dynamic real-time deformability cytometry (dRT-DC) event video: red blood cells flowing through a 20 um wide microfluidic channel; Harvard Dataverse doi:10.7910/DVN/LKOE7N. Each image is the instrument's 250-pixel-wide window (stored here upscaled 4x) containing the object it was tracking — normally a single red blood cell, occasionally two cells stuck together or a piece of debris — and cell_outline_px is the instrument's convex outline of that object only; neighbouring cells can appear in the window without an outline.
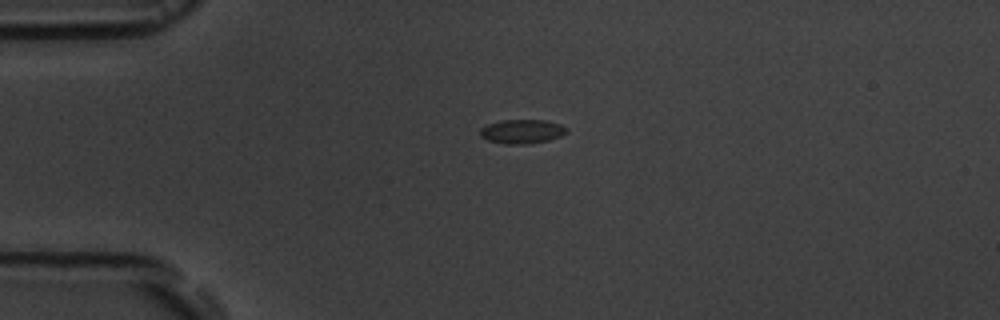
{"species": "common noctule bat (a hibernating species)", "species_latin": "Nyctalus noctula", "temperature_condition": "room temperature", "stored_images_in_passage": 2, "camera_frame_rate_fps": 3000, "um_per_image_px": 0.085, "animal": {"sex": "male", "body_mass_g": 19.5, "forearm_length_mm": 54.6}, "frame": {"image": 1, "passage_image": 1, "time_ms": 0.0, "image_size_px": [1000, 320], "cell_outline_px": [[568, 132], [560, 136], [548, 140], [528, 144], [504, 144], [488, 140], [480, 136], [480, 128], [488, 124], [500, 120], [544, 120], [560, 124], [568, 128]], "centroid_in_image_um": [44.37, 11.17], "position_along_channel_um": 40.6, "area_um2": 12.2}}